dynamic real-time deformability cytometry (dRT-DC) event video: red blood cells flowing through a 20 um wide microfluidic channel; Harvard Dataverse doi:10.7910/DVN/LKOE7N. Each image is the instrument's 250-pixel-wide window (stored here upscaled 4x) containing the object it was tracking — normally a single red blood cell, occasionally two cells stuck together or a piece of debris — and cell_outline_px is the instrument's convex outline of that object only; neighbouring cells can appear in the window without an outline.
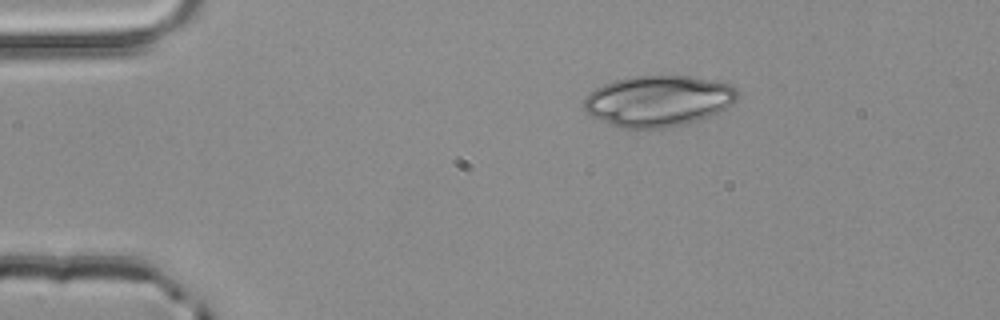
{"species": "common noctule bat (a hibernating species)", "species_latin": "Nyctalus noctula", "temperature_condition": "room temperature", "stored_images_in_passage": 2, "camera_frame_rate_fps": 3000, "um_per_image_px": 0.085, "animal": {"sex": "male", "body_mass_g": 20.4}, "frame": {"image": 1, "passage_image": 1, "time_ms": 0.0, "image_size_px": [1000, 320], "cell_outline_px": [[740, 92], [736, 100], [732, 104], [700, 120], [668, 128], [624, 128], [608, 124], [588, 116], [584, 108], [584, 96], [588, 92], [604, 84], [616, 80], [632, 76], [688, 76], [712, 80], [728, 84], [736, 88]], "centroid_in_image_um": [55.91, 8.59], "position_along_channel_um": 29.1, "area_um2": 45.78}}